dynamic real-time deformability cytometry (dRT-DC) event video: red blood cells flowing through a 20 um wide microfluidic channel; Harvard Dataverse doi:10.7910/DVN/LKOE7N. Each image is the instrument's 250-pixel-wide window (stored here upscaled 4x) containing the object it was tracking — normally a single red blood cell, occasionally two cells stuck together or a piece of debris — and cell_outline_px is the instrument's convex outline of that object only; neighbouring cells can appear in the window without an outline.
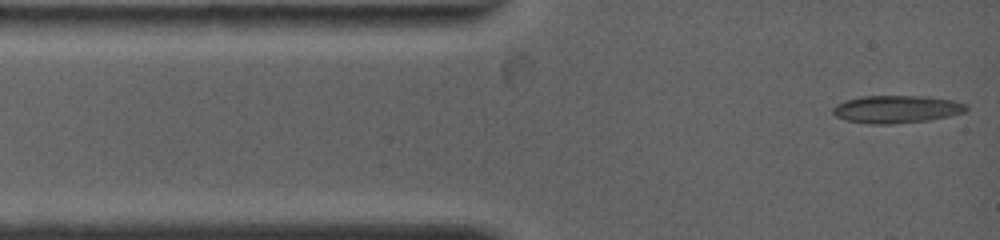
{"species": "common noctule bat (a hibernating species)", "species_latin": "Nyctalus noctula", "temperature_condition": "warm", "stored_images_in_passage": 49, "camera_frame_rate_fps": 4500, "um_per_image_px": 0.085, "animal": {"sex": "female", "body_mass_g": 19.0, "forearm_length_mm": 53.3}, "frame": {"image": 1, "passage_image": 1, "time_ms": 0.0, "image_size_px": [1000, 240], "cell_outline_px": [[968, 108], [964, 112], [948, 116], [928, 120], [892, 124], [872, 124], [844, 120], [836, 116], [832, 112], [832, 108], [836, 104], [844, 100], [860, 96], [920, 96], [952, 100], [968, 104]], "centroid_in_image_um": [76.16, 9.28], "position_along_channel_um": 8.8, "area_um2": 21.5}}
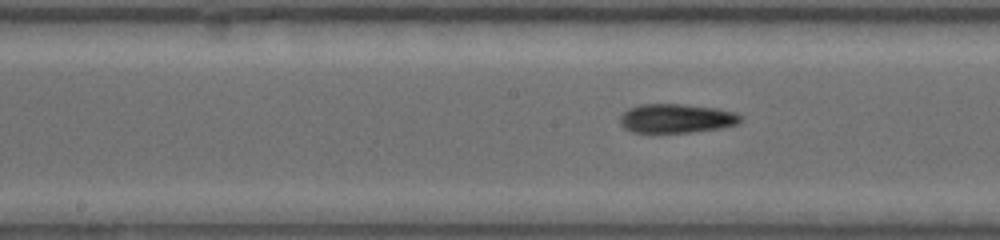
{"frame": {"image": 2, "passage_image": 29, "time_ms": 5.778, "image_size_px": [1000, 240], "cell_outline_px": [[744, 120], [740, 124], [720, 128], [692, 132], [632, 132], [624, 128], [620, 124], [620, 116], [628, 108], [640, 104], [684, 104], [716, 108], [736, 112], [744, 116]], "centroid_in_image_um": [57.55, 10.06], "position_along_channel_um": 190.7, "area_um2": 20.69}}
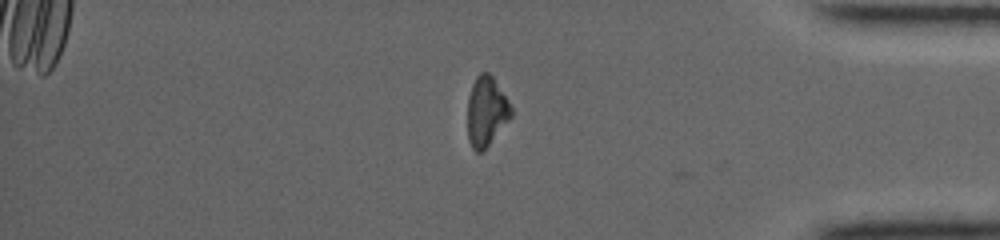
{"frame": {"image": 3, "passage_image": 48, "time_ms": 11.778, "image_size_px": [1000, 240], "cell_outline_px": [[512, 116], [488, 144], [480, 152], [476, 152], [472, 148], [468, 140], [468, 96], [472, 84], [476, 76], [480, 72], [488, 72], [492, 76], [508, 100], [512, 108]], "centroid_in_image_um": [41.32, 9.44], "position_along_channel_um": 393.9, "area_um2": 17.46}, "authors_computed_cell_mechanics": {"area_um2": 20.1722, "velocity_mm_per_s": 3.8342, "shape_relaxation_time_tau1_ms": 9.5789, "shape_relaxation_time_tau2_ms": 6.7237, "deformation_change_tau1": 0.2467, "deformation_change_tau2": 0.134}}